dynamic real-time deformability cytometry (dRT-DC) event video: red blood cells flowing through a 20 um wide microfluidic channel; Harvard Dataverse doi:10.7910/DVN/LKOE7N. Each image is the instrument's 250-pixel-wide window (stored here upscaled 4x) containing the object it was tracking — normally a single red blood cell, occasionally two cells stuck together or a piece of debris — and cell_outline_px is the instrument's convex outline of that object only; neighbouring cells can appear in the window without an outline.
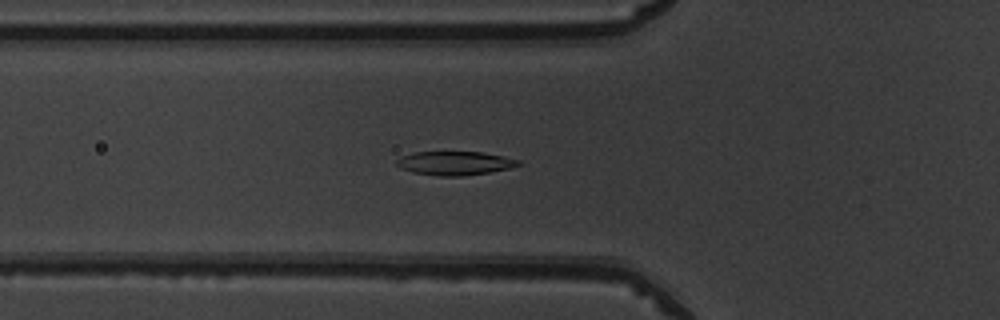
{"species": "common noctule bat (a hibernating species)", "species_latin": "Nyctalus noctula", "temperature_condition": "warm", "stored_images_in_passage": 51, "camera_frame_rate_fps": 3000, "um_per_image_px": 0.085, "animal": {"sex": "male", "body_mass_g": 19.5, "forearm_length_mm": 54.6}, "frame": {"image": 1, "passage_image": 18, "time_ms": 5.667, "image_size_px": [1000, 320], "cell_outline_px": [[520, 164], [508, 168], [488, 172], [464, 176], [440, 176], [412, 172], [400, 168], [396, 164], [396, 160], [400, 156], [416, 152], [484, 152], [520, 160]], "centroid_in_image_um": [38.62, 13.87], "position_along_channel_um": 87.2, "area_um2": 16.76}}
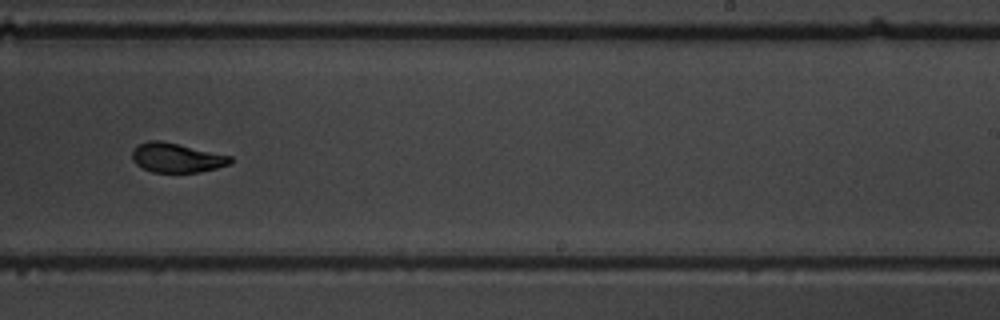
{"frame": {"image": 2, "passage_image": 32, "time_ms": 10.333, "image_size_px": [1000, 320], "cell_outline_px": [[232, 160], [228, 164], [216, 168], [200, 172], [152, 172], [136, 164], [132, 160], [132, 152], [140, 144], [148, 140], [160, 140], [232, 156]], "centroid_in_image_um": [15.0, 13.41], "position_along_channel_um": 274.0, "area_um2": 16.59}}
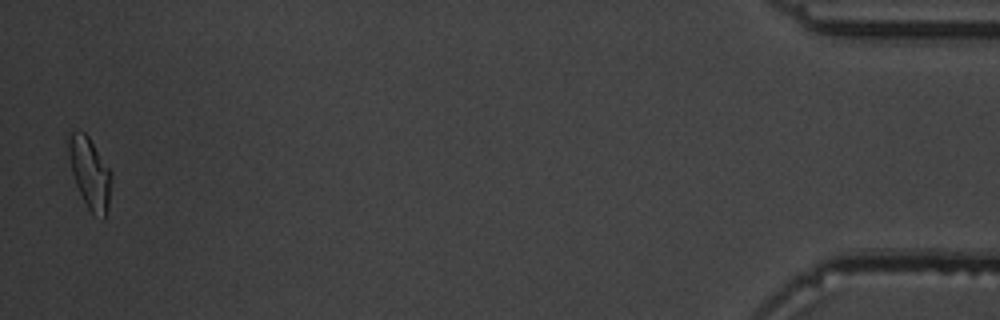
{"frame": {"image": 3, "passage_image": 50, "time_ms": 16.333, "image_size_px": [1000, 320], "cell_outline_px": [[112, 176], [108, 208], [104, 220], [92, 212], [88, 208], [76, 184], [72, 172], [68, 156], [68, 136], [72, 132], [84, 132], [88, 136], [112, 172]], "centroid_in_image_um": [7.65, 14.71], "position_along_channel_um": 427.5, "area_um2": 17.51}, "authors_computed_cell_mechanics": {"area_um2": 17.6868, "velocity_mm_per_s": 4.0004, "shape_relaxation_time_tau1_ms": 2.616, "shape_relaxation_time_tau2_ms": 1.9204, "deformation_change_tau1": 0.1416, "deformation_change_tau2": 0.0785}}